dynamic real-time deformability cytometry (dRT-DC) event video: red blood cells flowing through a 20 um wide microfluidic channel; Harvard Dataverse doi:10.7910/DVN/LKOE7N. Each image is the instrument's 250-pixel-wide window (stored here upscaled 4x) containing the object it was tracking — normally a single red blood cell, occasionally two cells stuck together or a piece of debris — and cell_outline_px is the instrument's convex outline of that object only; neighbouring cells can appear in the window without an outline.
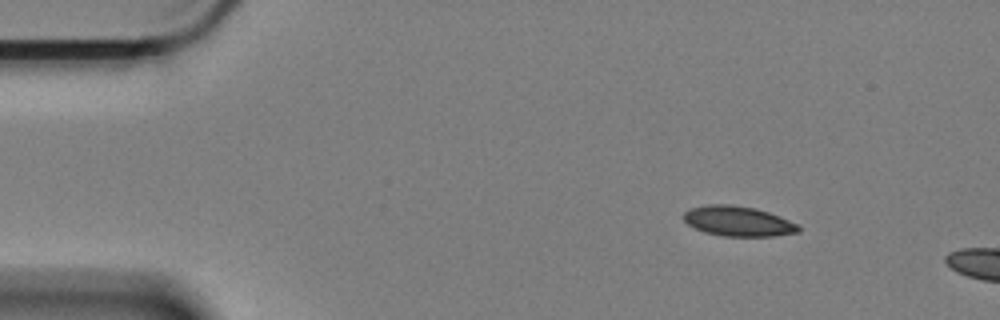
{"species": "Egyptian fruit bat (a non-hibernating species)", "species_latin": "Rousettus aegyptiacus", "temperature_condition": "cold", "stored_images_in_passage": 6, "camera_frame_rate_fps": 3000, "um_per_image_px": 0.085, "animal": {"sex": "female"}, "frame": {"image": 1, "passage_image": 1, "time_ms": 0.0, "image_size_px": [1000, 320], "cell_outline_px": [[800, 232], [772, 236], [724, 236], [704, 232], [688, 224], [684, 220], [684, 212], [692, 208], [708, 204], [732, 204], [756, 208], [768, 212], [788, 220], [796, 224], [800, 228]], "centroid_in_image_um": [62.73, 18.8], "position_along_channel_um": 22.3, "area_um2": 19.94}}